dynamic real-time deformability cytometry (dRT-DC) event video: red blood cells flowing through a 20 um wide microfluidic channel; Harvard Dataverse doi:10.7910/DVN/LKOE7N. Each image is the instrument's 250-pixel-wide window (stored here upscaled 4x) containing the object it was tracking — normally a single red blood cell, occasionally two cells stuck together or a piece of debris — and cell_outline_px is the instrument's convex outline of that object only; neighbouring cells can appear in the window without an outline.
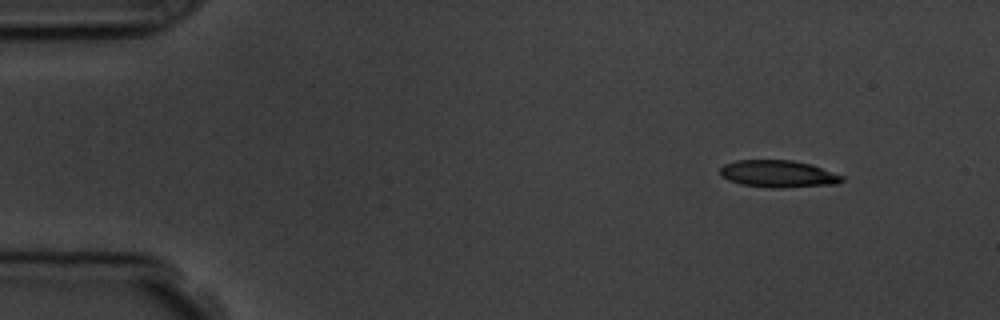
{"species": "common noctule bat (a hibernating species)", "species_latin": "Nyctalus noctula", "temperature_condition": "room temperature", "stored_images_in_passage": 3, "camera_frame_rate_fps": 3000, "um_per_image_px": 0.085, "animal": {"sex": "male", "body_mass_g": 19.5, "forearm_length_mm": 54.6}, "frame": {"image": 1, "passage_image": 1, "time_ms": 0.0, "image_size_px": [1000, 320], "cell_outline_px": [[844, 180], [836, 184], [780, 188], [772, 188], [740, 184], [728, 180], [720, 176], [720, 168], [724, 164], [736, 160], [792, 160], [808, 164], [844, 176]], "centroid_in_image_um": [66.1, 14.78], "position_along_channel_um": 18.9, "area_um2": 19.19}}